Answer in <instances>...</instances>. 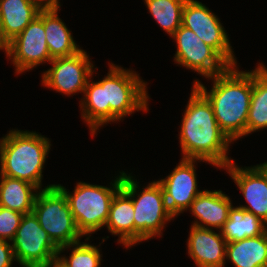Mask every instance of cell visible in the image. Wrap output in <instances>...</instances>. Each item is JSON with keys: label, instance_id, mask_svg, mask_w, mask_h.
<instances>
[{"label": "cell", "instance_id": "1", "mask_svg": "<svg viewBox=\"0 0 267 267\" xmlns=\"http://www.w3.org/2000/svg\"><path fill=\"white\" fill-rule=\"evenodd\" d=\"M108 64L109 71L101 81L89 78L80 101L81 117L87 122L91 136L109 122L121 121L139 110H149L147 82L136 71Z\"/></svg>", "mask_w": 267, "mask_h": 267}, {"label": "cell", "instance_id": "2", "mask_svg": "<svg viewBox=\"0 0 267 267\" xmlns=\"http://www.w3.org/2000/svg\"><path fill=\"white\" fill-rule=\"evenodd\" d=\"M182 118L179 142L185 159H200L223 169L233 161L229 158L230 143L221 131L211 103L193 85Z\"/></svg>", "mask_w": 267, "mask_h": 267}, {"label": "cell", "instance_id": "3", "mask_svg": "<svg viewBox=\"0 0 267 267\" xmlns=\"http://www.w3.org/2000/svg\"><path fill=\"white\" fill-rule=\"evenodd\" d=\"M213 81L208 92L199 80L194 86L211 103L221 131L233 142L246 136V125L252 96V70L239 71L237 65L209 77Z\"/></svg>", "mask_w": 267, "mask_h": 267}, {"label": "cell", "instance_id": "4", "mask_svg": "<svg viewBox=\"0 0 267 267\" xmlns=\"http://www.w3.org/2000/svg\"><path fill=\"white\" fill-rule=\"evenodd\" d=\"M50 140L36 132L10 130L0 139V175L27 181L42 190Z\"/></svg>", "mask_w": 267, "mask_h": 267}, {"label": "cell", "instance_id": "5", "mask_svg": "<svg viewBox=\"0 0 267 267\" xmlns=\"http://www.w3.org/2000/svg\"><path fill=\"white\" fill-rule=\"evenodd\" d=\"M134 206V246L161 236L167 221L174 220L169 212L164 192L158 181H152L139 193V182L122 171V188Z\"/></svg>", "mask_w": 267, "mask_h": 267}, {"label": "cell", "instance_id": "6", "mask_svg": "<svg viewBox=\"0 0 267 267\" xmlns=\"http://www.w3.org/2000/svg\"><path fill=\"white\" fill-rule=\"evenodd\" d=\"M118 176L112 180L113 183L111 182L109 187L80 181L72 191L73 193L61 184H56L66 196L80 233L83 236L90 235L86 240H89L92 233L106 225L111 202L122 188V172Z\"/></svg>", "mask_w": 267, "mask_h": 267}, {"label": "cell", "instance_id": "7", "mask_svg": "<svg viewBox=\"0 0 267 267\" xmlns=\"http://www.w3.org/2000/svg\"><path fill=\"white\" fill-rule=\"evenodd\" d=\"M32 212L40 226L58 247L80 242L83 237L71 213L66 196L56 184L47 185L39 190Z\"/></svg>", "mask_w": 267, "mask_h": 267}, {"label": "cell", "instance_id": "8", "mask_svg": "<svg viewBox=\"0 0 267 267\" xmlns=\"http://www.w3.org/2000/svg\"><path fill=\"white\" fill-rule=\"evenodd\" d=\"M10 242L15 260L22 267H44L57 260L59 247L40 226L33 212L23 215Z\"/></svg>", "mask_w": 267, "mask_h": 267}, {"label": "cell", "instance_id": "9", "mask_svg": "<svg viewBox=\"0 0 267 267\" xmlns=\"http://www.w3.org/2000/svg\"><path fill=\"white\" fill-rule=\"evenodd\" d=\"M176 42L174 62L192 69L205 78L226 71L231 65L192 30L181 25L171 36Z\"/></svg>", "mask_w": 267, "mask_h": 267}, {"label": "cell", "instance_id": "10", "mask_svg": "<svg viewBox=\"0 0 267 267\" xmlns=\"http://www.w3.org/2000/svg\"><path fill=\"white\" fill-rule=\"evenodd\" d=\"M182 25L213 47L231 66L237 65L225 28L206 5L197 0H186L182 11Z\"/></svg>", "mask_w": 267, "mask_h": 267}, {"label": "cell", "instance_id": "11", "mask_svg": "<svg viewBox=\"0 0 267 267\" xmlns=\"http://www.w3.org/2000/svg\"><path fill=\"white\" fill-rule=\"evenodd\" d=\"M52 67L42 74V84L56 92L70 96L84 93L94 65L85 50L69 57H57L50 61Z\"/></svg>", "mask_w": 267, "mask_h": 267}, {"label": "cell", "instance_id": "12", "mask_svg": "<svg viewBox=\"0 0 267 267\" xmlns=\"http://www.w3.org/2000/svg\"><path fill=\"white\" fill-rule=\"evenodd\" d=\"M45 37L44 23L37 16L7 44L5 53L15 66L17 75L32 70L42 63H50L53 59Z\"/></svg>", "mask_w": 267, "mask_h": 267}, {"label": "cell", "instance_id": "13", "mask_svg": "<svg viewBox=\"0 0 267 267\" xmlns=\"http://www.w3.org/2000/svg\"><path fill=\"white\" fill-rule=\"evenodd\" d=\"M181 159L166 178L157 180L163 189L167 208L174 218L187 211L194 199L202 192L198 189L195 162L202 161L210 164L200 159Z\"/></svg>", "mask_w": 267, "mask_h": 267}, {"label": "cell", "instance_id": "14", "mask_svg": "<svg viewBox=\"0 0 267 267\" xmlns=\"http://www.w3.org/2000/svg\"><path fill=\"white\" fill-rule=\"evenodd\" d=\"M243 194L248 206L238 207L251 212L267 224V173L257 164L239 167L234 161L223 168Z\"/></svg>", "mask_w": 267, "mask_h": 267}, {"label": "cell", "instance_id": "15", "mask_svg": "<svg viewBox=\"0 0 267 267\" xmlns=\"http://www.w3.org/2000/svg\"><path fill=\"white\" fill-rule=\"evenodd\" d=\"M226 244L221 231L190 226L187 250L197 267H224Z\"/></svg>", "mask_w": 267, "mask_h": 267}, {"label": "cell", "instance_id": "16", "mask_svg": "<svg viewBox=\"0 0 267 267\" xmlns=\"http://www.w3.org/2000/svg\"><path fill=\"white\" fill-rule=\"evenodd\" d=\"M231 199L221 190H202L189 207L196 221L192 225L221 230L228 219ZM199 220V221H198Z\"/></svg>", "mask_w": 267, "mask_h": 267}, {"label": "cell", "instance_id": "17", "mask_svg": "<svg viewBox=\"0 0 267 267\" xmlns=\"http://www.w3.org/2000/svg\"><path fill=\"white\" fill-rule=\"evenodd\" d=\"M32 0H0L2 50L39 14Z\"/></svg>", "mask_w": 267, "mask_h": 267}, {"label": "cell", "instance_id": "18", "mask_svg": "<svg viewBox=\"0 0 267 267\" xmlns=\"http://www.w3.org/2000/svg\"><path fill=\"white\" fill-rule=\"evenodd\" d=\"M58 10L41 9L38 14L44 23L45 38L52 58L69 57L82 50L66 24L59 18Z\"/></svg>", "mask_w": 267, "mask_h": 267}, {"label": "cell", "instance_id": "19", "mask_svg": "<svg viewBox=\"0 0 267 267\" xmlns=\"http://www.w3.org/2000/svg\"><path fill=\"white\" fill-rule=\"evenodd\" d=\"M107 230L119 237L125 248L134 246V206L132 199L120 189L114 196L106 222Z\"/></svg>", "mask_w": 267, "mask_h": 267}, {"label": "cell", "instance_id": "20", "mask_svg": "<svg viewBox=\"0 0 267 267\" xmlns=\"http://www.w3.org/2000/svg\"><path fill=\"white\" fill-rule=\"evenodd\" d=\"M225 260L235 267H267V231L260 236L228 242Z\"/></svg>", "mask_w": 267, "mask_h": 267}, {"label": "cell", "instance_id": "21", "mask_svg": "<svg viewBox=\"0 0 267 267\" xmlns=\"http://www.w3.org/2000/svg\"><path fill=\"white\" fill-rule=\"evenodd\" d=\"M0 176V206L22 214L31 213L39 189L27 181Z\"/></svg>", "mask_w": 267, "mask_h": 267}, {"label": "cell", "instance_id": "22", "mask_svg": "<svg viewBox=\"0 0 267 267\" xmlns=\"http://www.w3.org/2000/svg\"><path fill=\"white\" fill-rule=\"evenodd\" d=\"M267 129V68L259 63L252 70V96L246 125V135Z\"/></svg>", "mask_w": 267, "mask_h": 267}, {"label": "cell", "instance_id": "23", "mask_svg": "<svg viewBox=\"0 0 267 267\" xmlns=\"http://www.w3.org/2000/svg\"><path fill=\"white\" fill-rule=\"evenodd\" d=\"M220 231L227 243L235 242L260 236L267 231V224L251 212L232 205L228 219Z\"/></svg>", "mask_w": 267, "mask_h": 267}, {"label": "cell", "instance_id": "24", "mask_svg": "<svg viewBox=\"0 0 267 267\" xmlns=\"http://www.w3.org/2000/svg\"><path fill=\"white\" fill-rule=\"evenodd\" d=\"M152 18L171 37L182 25V11L186 0H144Z\"/></svg>", "mask_w": 267, "mask_h": 267}, {"label": "cell", "instance_id": "25", "mask_svg": "<svg viewBox=\"0 0 267 267\" xmlns=\"http://www.w3.org/2000/svg\"><path fill=\"white\" fill-rule=\"evenodd\" d=\"M97 247L85 242L61 246L59 247L56 262L61 267H100L102 254H100V250ZM68 248L72 250L69 258L61 255Z\"/></svg>", "mask_w": 267, "mask_h": 267}, {"label": "cell", "instance_id": "26", "mask_svg": "<svg viewBox=\"0 0 267 267\" xmlns=\"http://www.w3.org/2000/svg\"><path fill=\"white\" fill-rule=\"evenodd\" d=\"M24 214L0 206V239L11 241Z\"/></svg>", "mask_w": 267, "mask_h": 267}, {"label": "cell", "instance_id": "27", "mask_svg": "<svg viewBox=\"0 0 267 267\" xmlns=\"http://www.w3.org/2000/svg\"><path fill=\"white\" fill-rule=\"evenodd\" d=\"M14 261L16 260L11 242L0 239V267H12Z\"/></svg>", "mask_w": 267, "mask_h": 267}, {"label": "cell", "instance_id": "28", "mask_svg": "<svg viewBox=\"0 0 267 267\" xmlns=\"http://www.w3.org/2000/svg\"><path fill=\"white\" fill-rule=\"evenodd\" d=\"M40 9H59L60 0H32Z\"/></svg>", "mask_w": 267, "mask_h": 267}, {"label": "cell", "instance_id": "29", "mask_svg": "<svg viewBox=\"0 0 267 267\" xmlns=\"http://www.w3.org/2000/svg\"><path fill=\"white\" fill-rule=\"evenodd\" d=\"M0 50H2L1 15H0Z\"/></svg>", "mask_w": 267, "mask_h": 267}, {"label": "cell", "instance_id": "30", "mask_svg": "<svg viewBox=\"0 0 267 267\" xmlns=\"http://www.w3.org/2000/svg\"><path fill=\"white\" fill-rule=\"evenodd\" d=\"M44 267H61L57 262L51 263L48 266H44Z\"/></svg>", "mask_w": 267, "mask_h": 267}, {"label": "cell", "instance_id": "31", "mask_svg": "<svg viewBox=\"0 0 267 267\" xmlns=\"http://www.w3.org/2000/svg\"><path fill=\"white\" fill-rule=\"evenodd\" d=\"M260 166L263 168V170L267 173V161L263 164H260Z\"/></svg>", "mask_w": 267, "mask_h": 267}]
</instances>
